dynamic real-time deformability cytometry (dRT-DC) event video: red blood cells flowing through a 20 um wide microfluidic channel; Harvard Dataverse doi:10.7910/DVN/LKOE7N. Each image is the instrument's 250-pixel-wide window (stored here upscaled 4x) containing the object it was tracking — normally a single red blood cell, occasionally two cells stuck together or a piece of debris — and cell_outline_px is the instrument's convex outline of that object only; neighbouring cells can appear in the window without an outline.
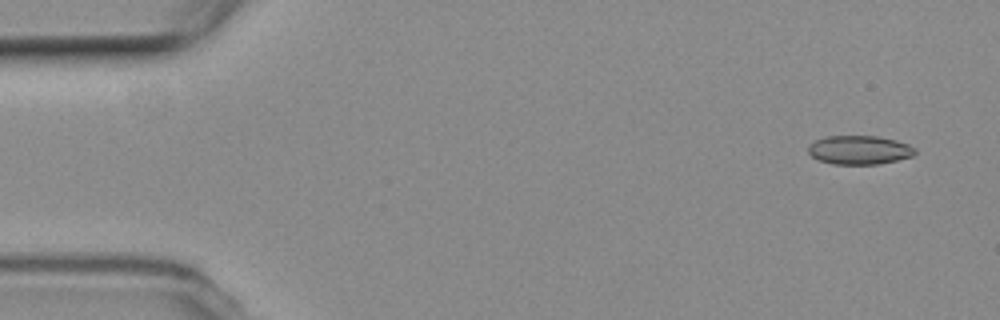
{"species": "common noctule bat (a hibernating species)", "species_latin": "Nyctalus noctula", "temperature_condition": "room temperature", "stored_images_in_passage": 5, "camera_frame_rate_fps": 3000, "um_per_image_px": 0.085, "animal": {"sex": "female", "body_mass_g": 19.3, "forearm_length_mm": 54.1}, "frame": {"image": 1, "passage_image": 1, "time_ms": 0.0, "image_size_px": [1000, 320], "cell_outline_px": [[916, 152], [912, 156], [880, 164], [832, 164], [816, 160], [808, 152], [808, 144], [824, 136], [876, 136], [896, 140], [908, 144], [916, 148]], "centroid_in_image_um": [73.02, 12.75], "position_along_channel_um": 12.0, "area_um2": 18.09}}